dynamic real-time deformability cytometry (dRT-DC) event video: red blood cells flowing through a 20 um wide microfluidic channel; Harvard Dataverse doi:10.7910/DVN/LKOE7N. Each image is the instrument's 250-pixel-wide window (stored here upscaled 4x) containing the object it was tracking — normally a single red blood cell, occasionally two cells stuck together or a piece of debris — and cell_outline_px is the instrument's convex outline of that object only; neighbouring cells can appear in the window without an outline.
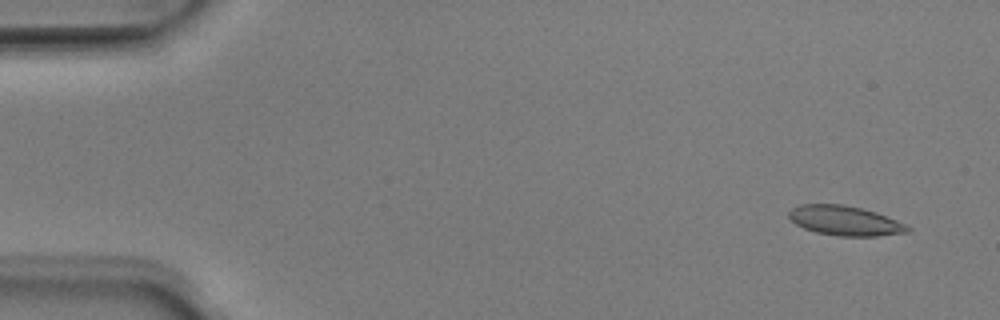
{"species": "Egyptian fruit bat (a non-hibernating species)", "species_latin": "Rousettus aegyptiacus", "temperature_condition": "room temperature", "stored_images_in_passage": 52, "segment_of_instrument_passage": [1, 2], "camera_frame_rate_fps": 3000, "um_per_image_px": 0.085, "animal": {"sex": "male"}, "frame": {"image": 1, "passage_image": 3, "time_ms": 0.667, "image_size_px": [1000, 320], "cell_outline_px": [[912, 228], [908, 232], [880, 236], [836, 236], [816, 232], [804, 228], [796, 224], [788, 216], [788, 212], [792, 208], [800, 204], [840, 204], [860, 208], [876, 212], [908, 224]], "centroid_in_image_um": [71.85, 18.76], "position_along_channel_um": 13.1, "area_um2": 20.63}}
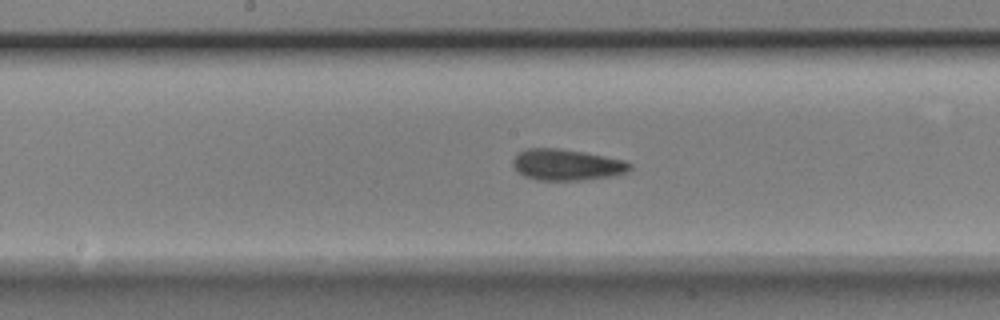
{"frame": {"image": 2, "passage_image": 26, "time_ms": 8.333, "image_size_px": [1000, 320], "cell_outline_px": [[632, 168], [628, 172], [616, 176], [580, 180], [536, 180], [524, 176], [512, 164], [512, 160], [520, 152], [528, 148], [560, 148], [584, 152], [628, 160], [632, 164]], "centroid_in_image_um": [48.25, 14.0], "position_along_channel_um": 199.9, "area_um2": 21.5}}
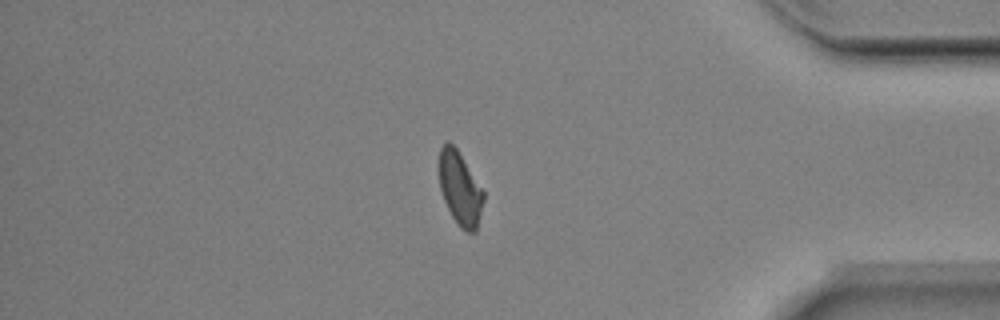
{"frame": {"image": 3, "passage_image": 43, "time_ms": 14.0, "image_size_px": [1000, 320], "cell_outline_px": [[484, 200], [476, 232], [464, 232], [460, 228], [452, 216], [444, 200], [440, 188], [440, 148], [448, 140], [456, 148], [484, 192]], "centroid_in_image_um": [39.11, 16.07], "position_along_channel_um": 396.1, "area_um2": 18.67}}